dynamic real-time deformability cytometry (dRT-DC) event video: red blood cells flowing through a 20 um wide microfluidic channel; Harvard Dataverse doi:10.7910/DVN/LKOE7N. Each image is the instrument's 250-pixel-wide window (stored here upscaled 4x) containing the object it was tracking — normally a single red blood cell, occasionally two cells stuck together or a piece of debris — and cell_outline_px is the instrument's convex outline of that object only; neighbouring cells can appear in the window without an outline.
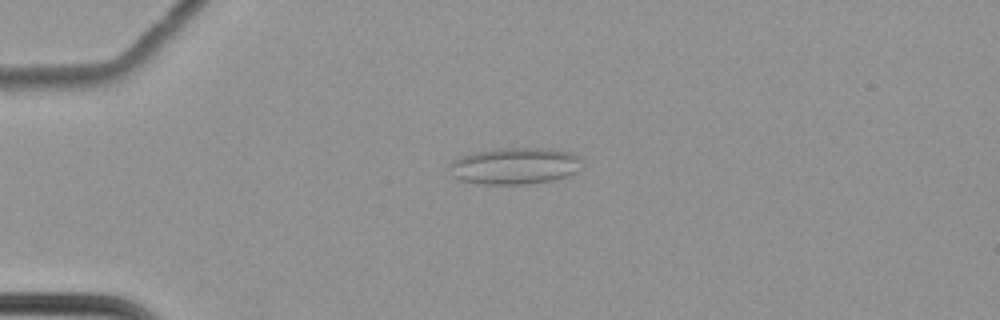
{"species": "common noctule bat (a hibernating species)", "species_latin": "Nyctalus noctula", "temperature_condition": "cold", "stored_images_in_passage": 61, "camera_frame_rate_fps": 3000, "um_per_image_px": 0.085, "animal": {"sex": "female", "body_mass_g": 22.7, "forearm_length_mm": 54.2}, "frame": {"image": 1, "passage_image": 17, "time_ms": 5.333, "image_size_px": [1000, 320], "cell_outline_px": [[584, 164], [572, 176], [552, 180], [528, 184], [476, 184], [460, 180], [448, 176], [448, 164], [452, 160], [460, 156], [472, 152], [496, 148], [552, 148], [572, 152], [580, 156], [584, 160]], "centroid_in_image_um": [43.75, 14.1], "position_along_channel_um": 41.2, "area_um2": 29.42}}
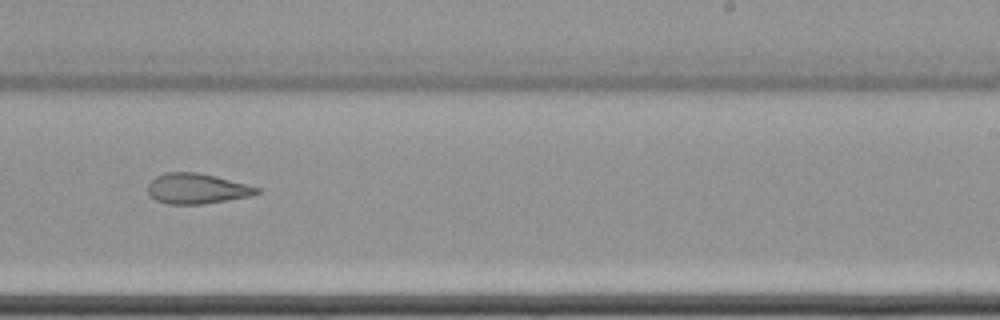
{"frame": {"image": 2, "passage_image": 40, "time_ms": 13.0, "image_size_px": [1000, 320], "cell_outline_px": [[260, 192], [252, 196], [200, 204], [168, 204], [156, 200], [148, 192], [148, 184], [156, 176], [164, 172], [196, 172], [216, 176], [260, 188]], "centroid_in_image_um": [16.73, 16.02], "position_along_channel_um": 272.3, "area_um2": 19.13}}
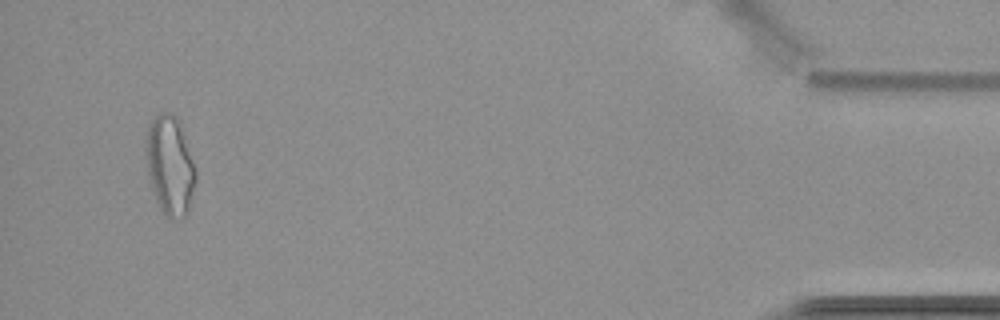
{"frame": {"image": 3, "passage_image": 59, "time_ms": 19.333, "image_size_px": [1000, 320], "cell_outline_px": [[196, 180], [188, 212], [180, 220], [168, 220], [156, 204], [148, 176], [148, 124], [160, 112], [172, 112], [180, 120], [196, 172]], "centroid_in_image_um": [14.47, 14.12], "position_along_channel_um": 420.7, "area_um2": 28.73}, "authors_computed_cell_mechanics": {"area_um2": 24.6806, "velocity_mm_per_s": 3.496, "shape_relaxation_time_tau1_ms": 9.8775, "shape_relaxation_time_tau2_ms": 5.04, "deformation_change_tau1": 0.1531, "deformation_change_tau2": 0.1172}}